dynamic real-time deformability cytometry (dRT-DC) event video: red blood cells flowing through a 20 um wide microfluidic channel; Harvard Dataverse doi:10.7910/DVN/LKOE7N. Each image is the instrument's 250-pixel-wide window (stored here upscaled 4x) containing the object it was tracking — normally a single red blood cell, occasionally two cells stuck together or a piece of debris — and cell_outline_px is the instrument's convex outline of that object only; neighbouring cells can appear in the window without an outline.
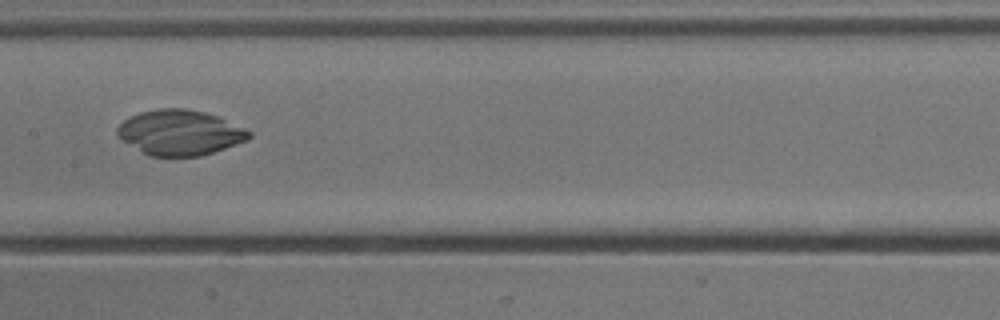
{"species": "common noctule bat (a hibernating species)", "species_latin": "Nyctalus noctula", "temperature_condition": "cold", "stored_images_in_passage": 53, "camera_frame_rate_fps": 3000, "um_per_image_px": 0.085, "animal": {"sex": "male", "body_mass_g": 13.3}, "frame": {"image": 1, "passage_image": 27, "time_ms": 8.667, "image_size_px": [1000, 320], "cell_outline_px": [[252, 136], [248, 140], [200, 156], [148, 156], [124, 140], [116, 132], [116, 128], [124, 120], [140, 112], [160, 108], [184, 108], [204, 112], [216, 116], [244, 128], [252, 132]], "centroid_in_image_um": [15.3, 11.27], "position_along_channel_um": 192.1, "area_um2": 34.28}}
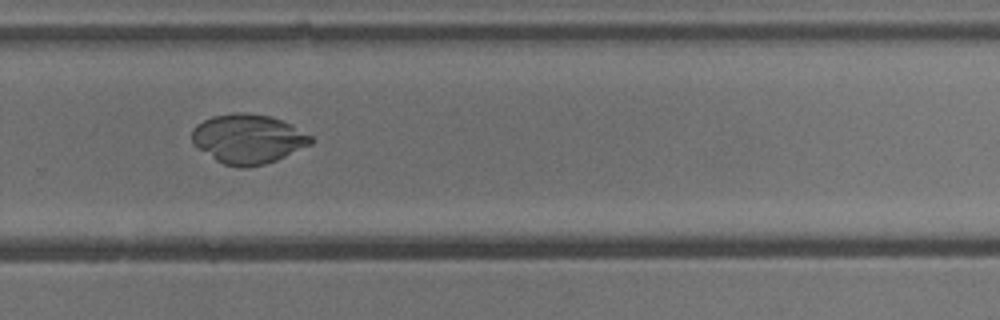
{"frame": {"image": 2, "passage_image": 36, "time_ms": 11.667, "image_size_px": [1000, 320], "cell_outline_px": [[316, 140], [312, 144], [276, 160], [264, 164], [244, 168], [240, 168], [224, 164], [216, 160], [196, 148], [192, 144], [192, 128], [196, 124], [212, 116], [232, 112], [244, 112], [272, 116], [312, 136]], "centroid_in_image_um": [21.05, 11.8], "position_along_channel_um": 308.7, "area_um2": 34.39}}
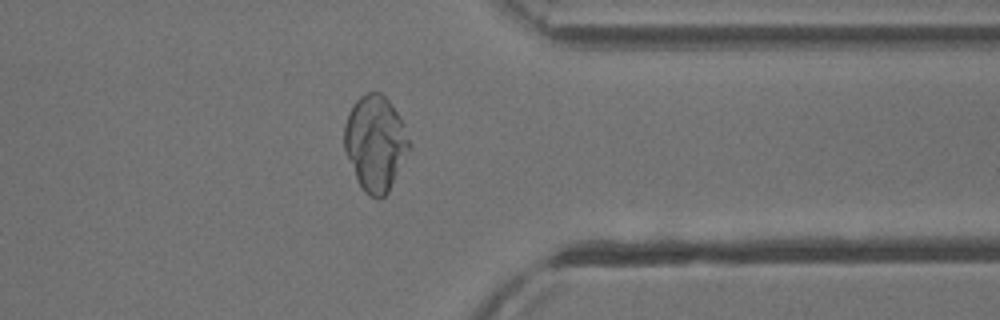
{"frame": {"image": 3, "passage_image": 42, "time_ms": 13.667, "image_size_px": [1000, 320], "cell_outline_px": [[412, 148], [388, 192], [380, 200], [376, 200], [368, 196], [364, 192], [356, 176], [344, 148], [344, 124], [348, 112], [352, 104], [360, 96], [368, 92], [380, 92], [392, 104], [412, 144]], "centroid_in_image_um": [31.91, 12.18], "position_along_channel_um": 379.5, "area_um2": 36.18}}